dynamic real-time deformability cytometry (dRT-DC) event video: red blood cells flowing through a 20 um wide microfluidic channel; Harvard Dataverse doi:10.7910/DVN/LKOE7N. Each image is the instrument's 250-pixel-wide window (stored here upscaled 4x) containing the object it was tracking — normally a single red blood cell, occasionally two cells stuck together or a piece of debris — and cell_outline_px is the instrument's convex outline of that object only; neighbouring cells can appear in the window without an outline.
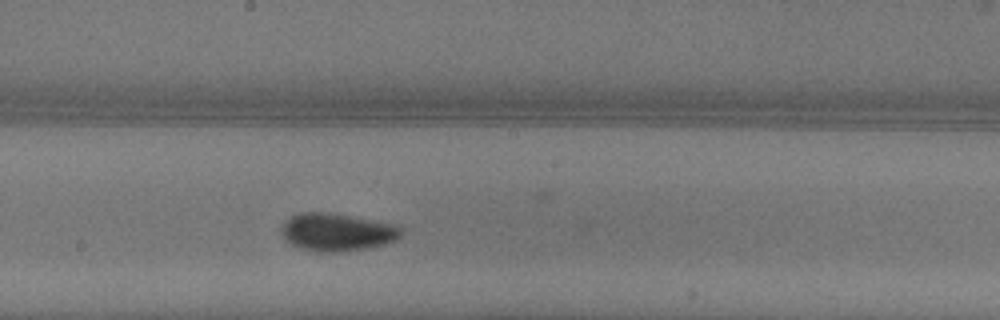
{"species": "common noctule bat (a hibernating species)", "species_latin": "Nyctalus noctula", "temperature_condition": "warm", "stored_images_in_passage": 24, "camera_frame_rate_fps": 3000, "um_per_image_px": 0.085, "animal": {"sex": "female"}, "frame": {"image": 1, "passage_image": 11, "time_ms": 3.333, "image_size_px": [1000, 320], "cell_outline_px": [[400, 236], [396, 240], [384, 244], [364, 248], [336, 252], [332, 252], [304, 248], [292, 244], [284, 236], [284, 220], [300, 212], [328, 212], [372, 220], [388, 224], [400, 228]], "centroid_in_image_um": [28.64, 19.71], "position_along_channel_um": 219.6, "area_um2": 25.26}, "authors_computed_cell_mechanics": {"area_um2": 24.0737, "velocity_mm_per_s": 4.0365, "shape_relaxation_time_tau1_ms": 2.7492, "shape_relaxation_time_tau2_ms": null, "deformation_change_tau1": 0.1232, "deformation_change_tau2": null}}